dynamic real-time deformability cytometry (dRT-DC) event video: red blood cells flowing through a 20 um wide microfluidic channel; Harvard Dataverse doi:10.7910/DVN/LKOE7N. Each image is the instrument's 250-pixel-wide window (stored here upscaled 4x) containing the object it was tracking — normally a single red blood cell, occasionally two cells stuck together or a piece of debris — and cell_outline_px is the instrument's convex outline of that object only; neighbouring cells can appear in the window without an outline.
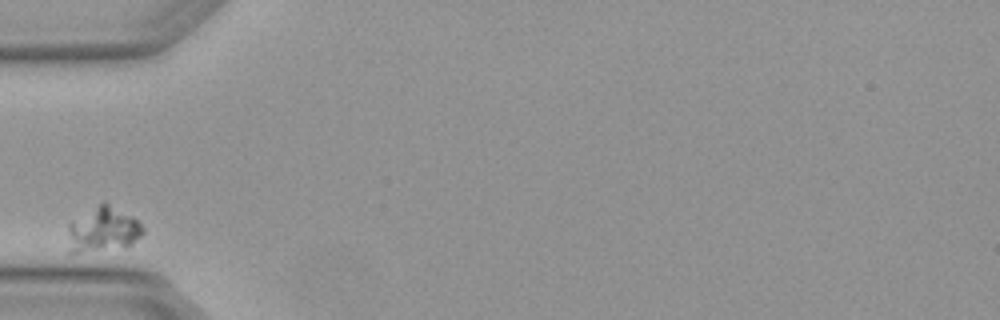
{"species": "Egyptian fruit bat (a non-hibernating species)", "species_latin": "Rousettus aegyptiacus", "temperature_condition": "warm", "stored_images_in_passage": 3, "camera_frame_rate_fps": 3000, "um_per_image_px": 0.085, "animal": {"sex": "female"}, "frame": {"image": 1, "passage_image": 1, "time_ms": 0.0, "image_size_px": [1000, 320], "cell_outline_px": [[144, 232], [132, 244], [124, 248], [80, 252], [68, 252], [68, 224], [104, 200], [108, 200], [136, 220], [144, 228]], "centroid_in_image_um": [8.76, 19.5], "position_along_channel_um": 76.2, "area_um2": 19.83}}
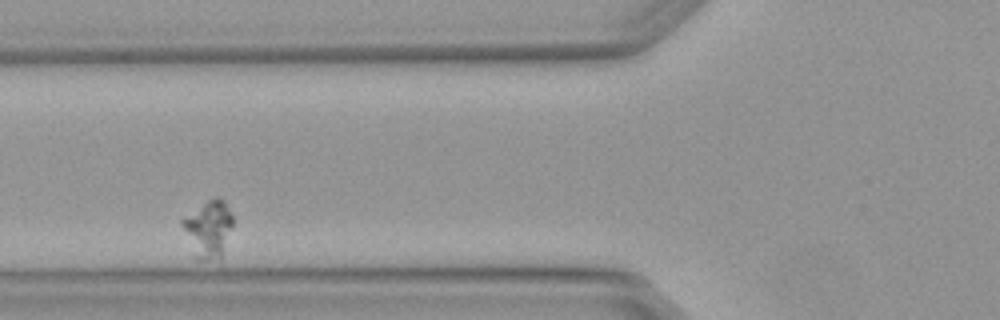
{"frame": {"image": 2, "passage_image": 2, "time_ms": 0.333, "image_size_px": [1000, 320], "cell_outline_px": [[232, 224], [220, 264], [200, 260], [192, 256], [180, 224], [180, 220], [208, 200], [216, 196], [224, 200], [232, 212]], "centroid_in_image_um": [17.69, 19.55], "position_along_channel_um": 108.1, "area_um2": 17.46}}